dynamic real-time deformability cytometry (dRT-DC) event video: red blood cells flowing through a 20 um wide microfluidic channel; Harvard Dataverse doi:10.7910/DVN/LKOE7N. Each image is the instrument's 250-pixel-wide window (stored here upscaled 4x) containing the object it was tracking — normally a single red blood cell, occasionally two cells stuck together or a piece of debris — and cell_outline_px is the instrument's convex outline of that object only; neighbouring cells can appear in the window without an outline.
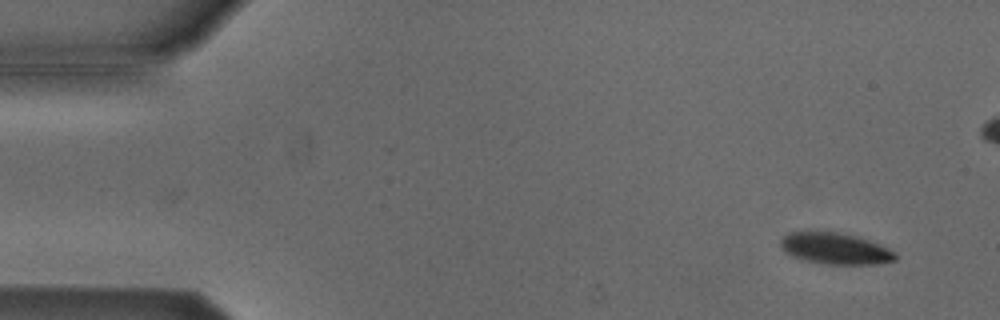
{"species": "Egyptian fruit bat (a non-hibernating species)", "species_latin": "Rousettus aegyptiacus", "temperature_condition": "cold", "stored_images_in_passage": 54, "camera_frame_rate_fps": 3000, "um_per_image_px": 0.085, "animal": {"sex": "male"}, "frame": {"image": 1, "passage_image": 3, "time_ms": 0.667, "image_size_px": [1000, 320], "cell_outline_px": [[896, 260], [876, 264], [824, 264], [800, 260], [784, 252], [780, 248], [780, 240], [788, 232], [836, 232], [856, 236], [868, 240], [892, 252], [896, 256]], "centroid_in_image_um": [70.89, 21.14], "position_along_channel_um": 14.1, "area_um2": 20.75}}
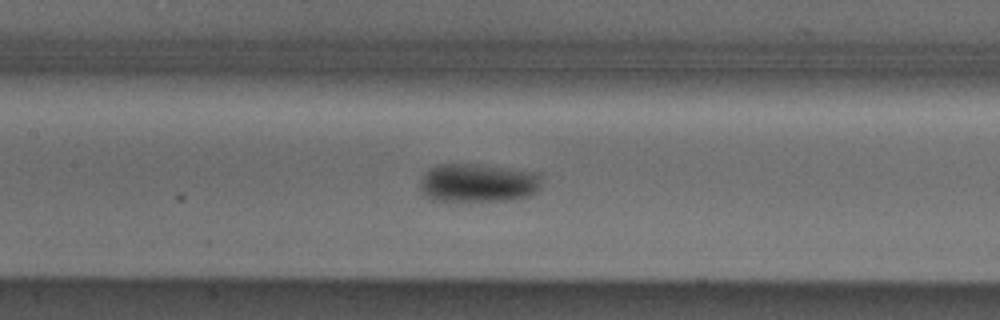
{"frame": {"image": 2, "passage_image": 24, "time_ms": 7.667, "image_size_px": [1000, 320], "cell_outline_px": [[540, 188], [536, 192], [528, 196], [512, 200], [432, 200], [420, 188], [420, 180], [432, 168], [440, 164], [468, 164], [532, 172], [540, 176]], "centroid_in_image_um": [40.63, 15.56], "position_along_channel_um": 166.8, "area_um2": 26.41}}
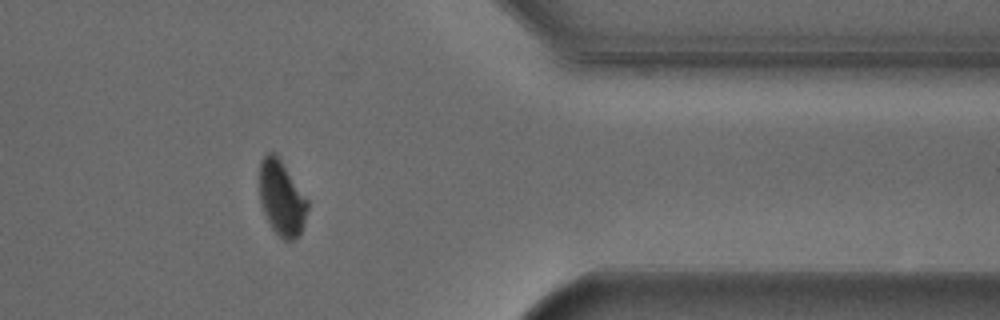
{"frame": {"image": 3, "passage_image": 43, "time_ms": 14.0, "image_size_px": [1000, 320], "cell_outline_px": [[308, 208], [304, 224], [300, 236], [292, 240], [284, 240], [272, 228], [264, 212], [260, 200], [260, 160], [268, 152], [276, 152], [308, 200]], "centroid_in_image_um": [23.95, 16.83], "position_along_channel_um": 387.4, "area_um2": 20.98}, "authors_computed_cell_mechanics": {"area_um2": 23.6113, "velocity_mm_per_s": 3.7865, "shape_relaxation_time_tau1_ms": 4.3292, "shape_relaxation_time_tau2_ms": null, "deformation_change_tau1": 0.1094, "deformation_change_tau2": null}}